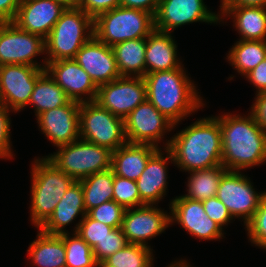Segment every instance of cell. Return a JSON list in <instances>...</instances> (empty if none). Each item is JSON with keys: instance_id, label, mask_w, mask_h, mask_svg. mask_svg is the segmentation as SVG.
I'll list each match as a JSON object with an SVG mask.
<instances>
[{"instance_id": "obj_49", "label": "cell", "mask_w": 266, "mask_h": 267, "mask_svg": "<svg viewBox=\"0 0 266 267\" xmlns=\"http://www.w3.org/2000/svg\"><path fill=\"white\" fill-rule=\"evenodd\" d=\"M96 267H109V266L106 265L104 262H99L97 263Z\"/></svg>"}, {"instance_id": "obj_12", "label": "cell", "mask_w": 266, "mask_h": 267, "mask_svg": "<svg viewBox=\"0 0 266 267\" xmlns=\"http://www.w3.org/2000/svg\"><path fill=\"white\" fill-rule=\"evenodd\" d=\"M45 72L39 68L22 64L0 66V101L13 113L24 110L31 98L36 80Z\"/></svg>"}, {"instance_id": "obj_24", "label": "cell", "mask_w": 266, "mask_h": 267, "mask_svg": "<svg viewBox=\"0 0 266 267\" xmlns=\"http://www.w3.org/2000/svg\"><path fill=\"white\" fill-rule=\"evenodd\" d=\"M159 148L151 144L129 143L112 152L111 169L114 175L137 181L149 158Z\"/></svg>"}, {"instance_id": "obj_25", "label": "cell", "mask_w": 266, "mask_h": 267, "mask_svg": "<svg viewBox=\"0 0 266 267\" xmlns=\"http://www.w3.org/2000/svg\"><path fill=\"white\" fill-rule=\"evenodd\" d=\"M218 12L220 22L224 17L233 18L240 40H266V7L224 6Z\"/></svg>"}, {"instance_id": "obj_35", "label": "cell", "mask_w": 266, "mask_h": 267, "mask_svg": "<svg viewBox=\"0 0 266 267\" xmlns=\"http://www.w3.org/2000/svg\"><path fill=\"white\" fill-rule=\"evenodd\" d=\"M113 229V227L92 219L88 214H86L80 223L77 222L73 231L74 233L77 232L79 236L87 242L91 248H93Z\"/></svg>"}, {"instance_id": "obj_10", "label": "cell", "mask_w": 266, "mask_h": 267, "mask_svg": "<svg viewBox=\"0 0 266 267\" xmlns=\"http://www.w3.org/2000/svg\"><path fill=\"white\" fill-rule=\"evenodd\" d=\"M45 53V39L20 29L14 22H0V66L22 64L45 68L34 60Z\"/></svg>"}, {"instance_id": "obj_32", "label": "cell", "mask_w": 266, "mask_h": 267, "mask_svg": "<svg viewBox=\"0 0 266 267\" xmlns=\"http://www.w3.org/2000/svg\"><path fill=\"white\" fill-rule=\"evenodd\" d=\"M153 249L128 243L108 257L104 263L109 267H153Z\"/></svg>"}, {"instance_id": "obj_1", "label": "cell", "mask_w": 266, "mask_h": 267, "mask_svg": "<svg viewBox=\"0 0 266 267\" xmlns=\"http://www.w3.org/2000/svg\"><path fill=\"white\" fill-rule=\"evenodd\" d=\"M175 165L188 173L221 165L222 133L219 115L197 119L165 142Z\"/></svg>"}, {"instance_id": "obj_40", "label": "cell", "mask_w": 266, "mask_h": 267, "mask_svg": "<svg viewBox=\"0 0 266 267\" xmlns=\"http://www.w3.org/2000/svg\"><path fill=\"white\" fill-rule=\"evenodd\" d=\"M202 204L208 217L215 221L222 229L234 219L226 206L216 196L203 200Z\"/></svg>"}, {"instance_id": "obj_23", "label": "cell", "mask_w": 266, "mask_h": 267, "mask_svg": "<svg viewBox=\"0 0 266 267\" xmlns=\"http://www.w3.org/2000/svg\"><path fill=\"white\" fill-rule=\"evenodd\" d=\"M173 37L171 33L156 29L146 37V74L174 70L182 66Z\"/></svg>"}, {"instance_id": "obj_5", "label": "cell", "mask_w": 266, "mask_h": 267, "mask_svg": "<svg viewBox=\"0 0 266 267\" xmlns=\"http://www.w3.org/2000/svg\"><path fill=\"white\" fill-rule=\"evenodd\" d=\"M94 36V19L81 8H66L45 39L43 64L74 59L80 48Z\"/></svg>"}, {"instance_id": "obj_17", "label": "cell", "mask_w": 266, "mask_h": 267, "mask_svg": "<svg viewBox=\"0 0 266 267\" xmlns=\"http://www.w3.org/2000/svg\"><path fill=\"white\" fill-rule=\"evenodd\" d=\"M80 103L70 100L66 105L37 115L38 127L56 147L67 145L80 138Z\"/></svg>"}, {"instance_id": "obj_47", "label": "cell", "mask_w": 266, "mask_h": 267, "mask_svg": "<svg viewBox=\"0 0 266 267\" xmlns=\"http://www.w3.org/2000/svg\"><path fill=\"white\" fill-rule=\"evenodd\" d=\"M61 3L65 8H77L79 7L81 0H55Z\"/></svg>"}, {"instance_id": "obj_31", "label": "cell", "mask_w": 266, "mask_h": 267, "mask_svg": "<svg viewBox=\"0 0 266 267\" xmlns=\"http://www.w3.org/2000/svg\"><path fill=\"white\" fill-rule=\"evenodd\" d=\"M113 180L114 173L110 168L79 181L82 186L86 212L102 203L113 200Z\"/></svg>"}, {"instance_id": "obj_26", "label": "cell", "mask_w": 266, "mask_h": 267, "mask_svg": "<svg viewBox=\"0 0 266 267\" xmlns=\"http://www.w3.org/2000/svg\"><path fill=\"white\" fill-rule=\"evenodd\" d=\"M37 239L29 245L28 257L37 267H66L63 234H47L38 229Z\"/></svg>"}, {"instance_id": "obj_46", "label": "cell", "mask_w": 266, "mask_h": 267, "mask_svg": "<svg viewBox=\"0 0 266 267\" xmlns=\"http://www.w3.org/2000/svg\"><path fill=\"white\" fill-rule=\"evenodd\" d=\"M224 6H254L266 7V0H221L220 10Z\"/></svg>"}, {"instance_id": "obj_39", "label": "cell", "mask_w": 266, "mask_h": 267, "mask_svg": "<svg viewBox=\"0 0 266 267\" xmlns=\"http://www.w3.org/2000/svg\"><path fill=\"white\" fill-rule=\"evenodd\" d=\"M11 110L0 101V158L1 159H10L13 158L12 154V145L10 138V127L11 126V118H10Z\"/></svg>"}, {"instance_id": "obj_28", "label": "cell", "mask_w": 266, "mask_h": 267, "mask_svg": "<svg viewBox=\"0 0 266 267\" xmlns=\"http://www.w3.org/2000/svg\"><path fill=\"white\" fill-rule=\"evenodd\" d=\"M71 99L45 71L37 80L28 105L33 106L35 116L47 110L66 105Z\"/></svg>"}, {"instance_id": "obj_6", "label": "cell", "mask_w": 266, "mask_h": 267, "mask_svg": "<svg viewBox=\"0 0 266 267\" xmlns=\"http://www.w3.org/2000/svg\"><path fill=\"white\" fill-rule=\"evenodd\" d=\"M154 30V16L138 9L118 6L94 19V36L113 47L126 40L146 38Z\"/></svg>"}, {"instance_id": "obj_4", "label": "cell", "mask_w": 266, "mask_h": 267, "mask_svg": "<svg viewBox=\"0 0 266 267\" xmlns=\"http://www.w3.org/2000/svg\"><path fill=\"white\" fill-rule=\"evenodd\" d=\"M31 171L30 220L39 228L53 213L74 180L46 157L34 159Z\"/></svg>"}, {"instance_id": "obj_14", "label": "cell", "mask_w": 266, "mask_h": 267, "mask_svg": "<svg viewBox=\"0 0 266 267\" xmlns=\"http://www.w3.org/2000/svg\"><path fill=\"white\" fill-rule=\"evenodd\" d=\"M219 15L208 10L204 0H160L154 16V29L172 33L193 22L217 24L220 23Z\"/></svg>"}, {"instance_id": "obj_3", "label": "cell", "mask_w": 266, "mask_h": 267, "mask_svg": "<svg viewBox=\"0 0 266 267\" xmlns=\"http://www.w3.org/2000/svg\"><path fill=\"white\" fill-rule=\"evenodd\" d=\"M182 65L174 70L145 74L147 100L175 125L204 107L194 81L190 80Z\"/></svg>"}, {"instance_id": "obj_44", "label": "cell", "mask_w": 266, "mask_h": 267, "mask_svg": "<svg viewBox=\"0 0 266 267\" xmlns=\"http://www.w3.org/2000/svg\"><path fill=\"white\" fill-rule=\"evenodd\" d=\"M160 0H120V6L131 9H138L151 13L155 16Z\"/></svg>"}, {"instance_id": "obj_18", "label": "cell", "mask_w": 266, "mask_h": 267, "mask_svg": "<svg viewBox=\"0 0 266 267\" xmlns=\"http://www.w3.org/2000/svg\"><path fill=\"white\" fill-rule=\"evenodd\" d=\"M45 71L71 100L79 103L95 101L98 87L75 59L47 62Z\"/></svg>"}, {"instance_id": "obj_2", "label": "cell", "mask_w": 266, "mask_h": 267, "mask_svg": "<svg viewBox=\"0 0 266 267\" xmlns=\"http://www.w3.org/2000/svg\"><path fill=\"white\" fill-rule=\"evenodd\" d=\"M222 133L221 165L227 171L246 170L266 163V132L253 115L224 113L219 116Z\"/></svg>"}, {"instance_id": "obj_27", "label": "cell", "mask_w": 266, "mask_h": 267, "mask_svg": "<svg viewBox=\"0 0 266 267\" xmlns=\"http://www.w3.org/2000/svg\"><path fill=\"white\" fill-rule=\"evenodd\" d=\"M113 51L121 76L144 77L146 74V38L126 40L115 44Z\"/></svg>"}, {"instance_id": "obj_11", "label": "cell", "mask_w": 266, "mask_h": 267, "mask_svg": "<svg viewBox=\"0 0 266 267\" xmlns=\"http://www.w3.org/2000/svg\"><path fill=\"white\" fill-rule=\"evenodd\" d=\"M147 100L143 77L121 76L98 87L95 102L113 115L125 118Z\"/></svg>"}, {"instance_id": "obj_20", "label": "cell", "mask_w": 266, "mask_h": 267, "mask_svg": "<svg viewBox=\"0 0 266 267\" xmlns=\"http://www.w3.org/2000/svg\"><path fill=\"white\" fill-rule=\"evenodd\" d=\"M65 9L55 0H20L12 22L20 29L46 39Z\"/></svg>"}, {"instance_id": "obj_48", "label": "cell", "mask_w": 266, "mask_h": 267, "mask_svg": "<svg viewBox=\"0 0 266 267\" xmlns=\"http://www.w3.org/2000/svg\"><path fill=\"white\" fill-rule=\"evenodd\" d=\"M190 263L187 262V260H180L172 262L168 267H192L189 265Z\"/></svg>"}, {"instance_id": "obj_16", "label": "cell", "mask_w": 266, "mask_h": 267, "mask_svg": "<svg viewBox=\"0 0 266 267\" xmlns=\"http://www.w3.org/2000/svg\"><path fill=\"white\" fill-rule=\"evenodd\" d=\"M169 205L171 225L178 223L190 235L201 240L224 237V230L205 213L202 201L176 196Z\"/></svg>"}, {"instance_id": "obj_36", "label": "cell", "mask_w": 266, "mask_h": 267, "mask_svg": "<svg viewBox=\"0 0 266 267\" xmlns=\"http://www.w3.org/2000/svg\"><path fill=\"white\" fill-rule=\"evenodd\" d=\"M245 229L251 243L266 249V192L253 218L245 225Z\"/></svg>"}, {"instance_id": "obj_43", "label": "cell", "mask_w": 266, "mask_h": 267, "mask_svg": "<svg viewBox=\"0 0 266 267\" xmlns=\"http://www.w3.org/2000/svg\"><path fill=\"white\" fill-rule=\"evenodd\" d=\"M255 95V102L251 106L250 113L260 127L266 132V92Z\"/></svg>"}, {"instance_id": "obj_19", "label": "cell", "mask_w": 266, "mask_h": 267, "mask_svg": "<svg viewBox=\"0 0 266 267\" xmlns=\"http://www.w3.org/2000/svg\"><path fill=\"white\" fill-rule=\"evenodd\" d=\"M97 87L121 77L113 48L93 36L75 56Z\"/></svg>"}, {"instance_id": "obj_38", "label": "cell", "mask_w": 266, "mask_h": 267, "mask_svg": "<svg viewBox=\"0 0 266 267\" xmlns=\"http://www.w3.org/2000/svg\"><path fill=\"white\" fill-rule=\"evenodd\" d=\"M125 208L117 204L114 200L102 203L101 205L90 209L87 214L97 221H100L113 228L122 226Z\"/></svg>"}, {"instance_id": "obj_29", "label": "cell", "mask_w": 266, "mask_h": 267, "mask_svg": "<svg viewBox=\"0 0 266 267\" xmlns=\"http://www.w3.org/2000/svg\"><path fill=\"white\" fill-rule=\"evenodd\" d=\"M227 59L243 77L266 60V40H240L230 49Z\"/></svg>"}, {"instance_id": "obj_7", "label": "cell", "mask_w": 266, "mask_h": 267, "mask_svg": "<svg viewBox=\"0 0 266 267\" xmlns=\"http://www.w3.org/2000/svg\"><path fill=\"white\" fill-rule=\"evenodd\" d=\"M112 152L106 147L79 138L58 147L57 152L46 158L74 181H80L92 174L110 169Z\"/></svg>"}, {"instance_id": "obj_45", "label": "cell", "mask_w": 266, "mask_h": 267, "mask_svg": "<svg viewBox=\"0 0 266 267\" xmlns=\"http://www.w3.org/2000/svg\"><path fill=\"white\" fill-rule=\"evenodd\" d=\"M20 0H0V22L13 21L16 17Z\"/></svg>"}, {"instance_id": "obj_15", "label": "cell", "mask_w": 266, "mask_h": 267, "mask_svg": "<svg viewBox=\"0 0 266 267\" xmlns=\"http://www.w3.org/2000/svg\"><path fill=\"white\" fill-rule=\"evenodd\" d=\"M158 207L143 205L125 210L121 229L128 243L151 247L147 240L162 234L171 225L170 213Z\"/></svg>"}, {"instance_id": "obj_41", "label": "cell", "mask_w": 266, "mask_h": 267, "mask_svg": "<svg viewBox=\"0 0 266 267\" xmlns=\"http://www.w3.org/2000/svg\"><path fill=\"white\" fill-rule=\"evenodd\" d=\"M120 6V0H81L79 7L95 19L99 14Z\"/></svg>"}, {"instance_id": "obj_22", "label": "cell", "mask_w": 266, "mask_h": 267, "mask_svg": "<svg viewBox=\"0 0 266 267\" xmlns=\"http://www.w3.org/2000/svg\"><path fill=\"white\" fill-rule=\"evenodd\" d=\"M82 186L79 181H74L67 189L64 197L59 201L50 217L38 228L44 233L61 235L68 233L67 225L74 222L78 215L80 221L87 214L84 206Z\"/></svg>"}, {"instance_id": "obj_42", "label": "cell", "mask_w": 266, "mask_h": 267, "mask_svg": "<svg viewBox=\"0 0 266 267\" xmlns=\"http://www.w3.org/2000/svg\"><path fill=\"white\" fill-rule=\"evenodd\" d=\"M245 78L256 87V94L266 92V60L248 72Z\"/></svg>"}, {"instance_id": "obj_9", "label": "cell", "mask_w": 266, "mask_h": 267, "mask_svg": "<svg viewBox=\"0 0 266 267\" xmlns=\"http://www.w3.org/2000/svg\"><path fill=\"white\" fill-rule=\"evenodd\" d=\"M247 177L241 171H227L221 177L216 193L234 219H243L244 226L253 218L265 194V191H256Z\"/></svg>"}, {"instance_id": "obj_8", "label": "cell", "mask_w": 266, "mask_h": 267, "mask_svg": "<svg viewBox=\"0 0 266 267\" xmlns=\"http://www.w3.org/2000/svg\"><path fill=\"white\" fill-rule=\"evenodd\" d=\"M80 138L115 151L127 143L124 119L95 101L80 103Z\"/></svg>"}, {"instance_id": "obj_21", "label": "cell", "mask_w": 266, "mask_h": 267, "mask_svg": "<svg viewBox=\"0 0 266 267\" xmlns=\"http://www.w3.org/2000/svg\"><path fill=\"white\" fill-rule=\"evenodd\" d=\"M164 152L159 148L148 160L145 170L136 181L140 199L146 205H156L166 195L168 166L170 160L174 163L172 153L168 148ZM163 155V156H162Z\"/></svg>"}, {"instance_id": "obj_30", "label": "cell", "mask_w": 266, "mask_h": 267, "mask_svg": "<svg viewBox=\"0 0 266 267\" xmlns=\"http://www.w3.org/2000/svg\"><path fill=\"white\" fill-rule=\"evenodd\" d=\"M226 172L222 165L189 172L187 194L182 196L197 201L216 196L221 177Z\"/></svg>"}, {"instance_id": "obj_33", "label": "cell", "mask_w": 266, "mask_h": 267, "mask_svg": "<svg viewBox=\"0 0 266 267\" xmlns=\"http://www.w3.org/2000/svg\"><path fill=\"white\" fill-rule=\"evenodd\" d=\"M63 234L66 250V267H96L93 249L85 242L77 232Z\"/></svg>"}, {"instance_id": "obj_34", "label": "cell", "mask_w": 266, "mask_h": 267, "mask_svg": "<svg viewBox=\"0 0 266 267\" xmlns=\"http://www.w3.org/2000/svg\"><path fill=\"white\" fill-rule=\"evenodd\" d=\"M113 200L125 209L146 205L141 199L137 183L117 175L113 180Z\"/></svg>"}, {"instance_id": "obj_13", "label": "cell", "mask_w": 266, "mask_h": 267, "mask_svg": "<svg viewBox=\"0 0 266 267\" xmlns=\"http://www.w3.org/2000/svg\"><path fill=\"white\" fill-rule=\"evenodd\" d=\"M174 123L146 100L124 120L125 136L129 143L151 144L157 148L165 133L174 130Z\"/></svg>"}, {"instance_id": "obj_37", "label": "cell", "mask_w": 266, "mask_h": 267, "mask_svg": "<svg viewBox=\"0 0 266 267\" xmlns=\"http://www.w3.org/2000/svg\"><path fill=\"white\" fill-rule=\"evenodd\" d=\"M128 244L126 236L120 228H114L108 235L97 243L92 249L97 263L104 262L115 252L121 250Z\"/></svg>"}]
</instances>
